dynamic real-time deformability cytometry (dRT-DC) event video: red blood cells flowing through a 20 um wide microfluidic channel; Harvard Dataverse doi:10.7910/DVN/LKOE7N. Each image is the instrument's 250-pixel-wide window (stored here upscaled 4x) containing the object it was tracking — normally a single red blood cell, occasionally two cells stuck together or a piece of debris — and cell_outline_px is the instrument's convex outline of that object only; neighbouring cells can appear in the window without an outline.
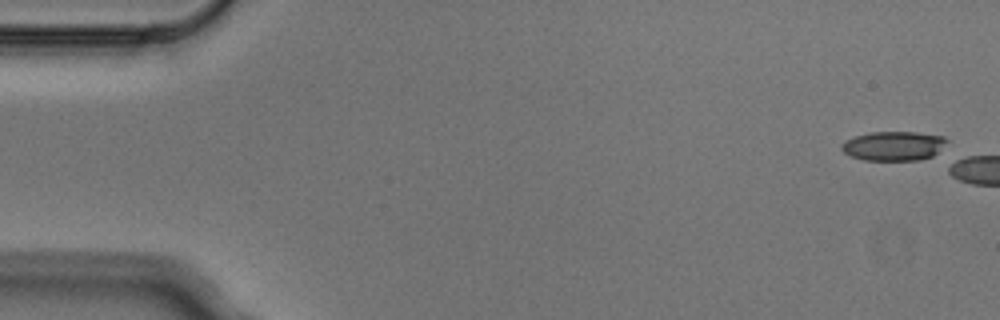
{"species": "Egyptian fruit bat (a non-hibernating species)", "species_latin": "Rousettus aegyptiacus", "temperature_condition": "cold", "stored_images_in_passage": 2, "camera_frame_rate_fps": 3000, "um_per_image_px": 0.085, "animal": {"sex": "male"}, "frame": {"image": 1, "passage_image": 1, "time_ms": 0.0, "image_size_px": [1000, 320], "cell_outline_px": [[948, 140], [932, 156], [920, 160], [864, 160], [852, 156], [844, 152], [840, 148], [840, 144], [844, 140], [856, 136], [872, 132], [916, 132], [944, 136]], "centroid_in_image_um": [75.92, 12.4], "position_along_channel_um": 9.1, "area_um2": 17.86}}